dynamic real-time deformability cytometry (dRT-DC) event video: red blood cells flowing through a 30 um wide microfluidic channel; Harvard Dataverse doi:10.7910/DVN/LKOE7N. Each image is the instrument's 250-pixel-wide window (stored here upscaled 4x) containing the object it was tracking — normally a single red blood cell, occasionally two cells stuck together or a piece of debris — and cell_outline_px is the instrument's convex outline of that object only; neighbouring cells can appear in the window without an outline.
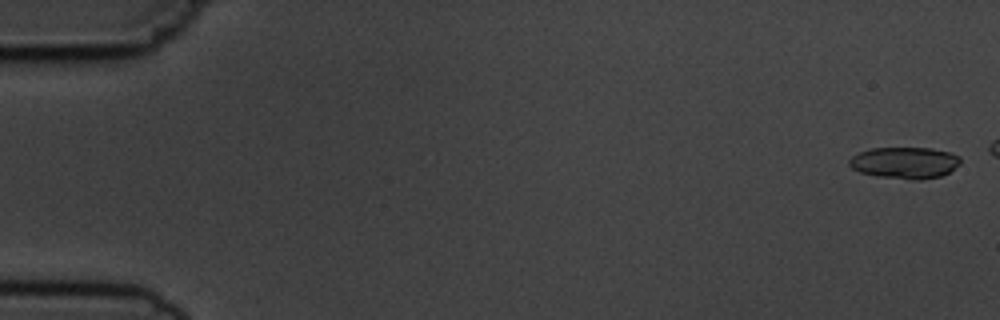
{"species": "common noctule bat (a hibernating species)", "species_latin": "Nyctalus noctula", "temperature_condition": "cold", "stored_images_in_passage": 6, "camera_frame_rate_fps": 3000, "um_per_image_px": 0.085, "animal": {"sex": "male", "body_mass_g": 19.5, "forearm_length_mm": 54.6}, "frame": {"image": 1, "passage_image": 1, "time_ms": 0.0, "image_size_px": [1000, 320], "cell_outline_px": [[960, 164], [948, 172], [940, 176], [920, 180], [912, 180], [876, 176], [860, 172], [852, 168], [848, 164], [848, 160], [852, 156], [860, 152], [872, 148], [932, 148], [948, 152], [960, 156]], "centroid_in_image_um": [76.89, 13.84], "position_along_channel_um": 8.1, "area_um2": 20.46}}
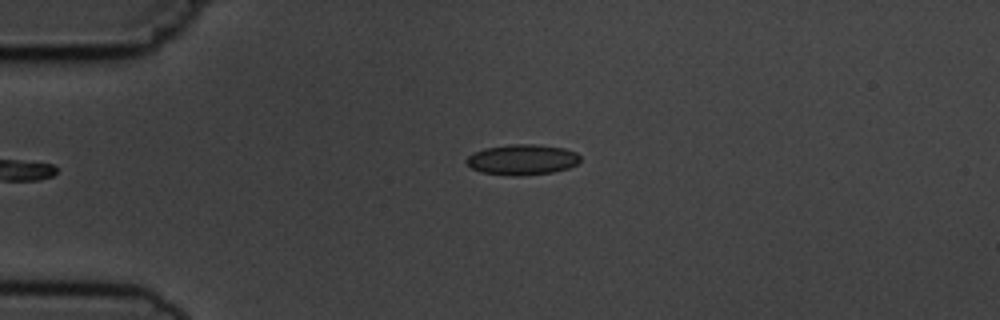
{"frame": {"image": 2, "passage_image": 6, "time_ms": 6.0, "image_size_px": [1000, 320], "cell_outline_px": [[580, 160], [576, 164], [568, 168], [552, 172], [512, 176], [480, 172], [472, 168], [464, 160], [472, 152], [484, 148], [512, 144], [536, 144], [564, 148], [576, 152], [580, 156]], "centroid_in_image_um": [44.36, 13.56], "position_along_channel_um": 40.6, "area_um2": 20.23}}